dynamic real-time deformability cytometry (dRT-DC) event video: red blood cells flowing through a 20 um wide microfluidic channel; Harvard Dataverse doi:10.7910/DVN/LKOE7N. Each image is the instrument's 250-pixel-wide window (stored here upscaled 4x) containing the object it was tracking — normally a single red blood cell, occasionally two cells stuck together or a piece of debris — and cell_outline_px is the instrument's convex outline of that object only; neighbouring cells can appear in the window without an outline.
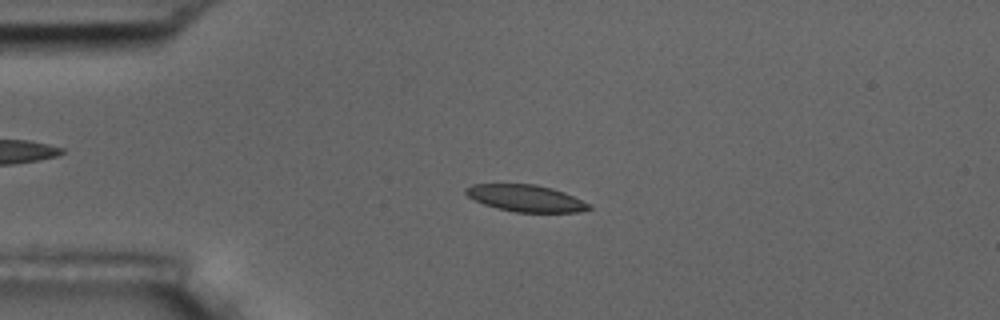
{"species": "common noctule bat (a hibernating species)", "species_latin": "Nyctalus noctula", "temperature_condition": "room temperature", "stored_images_in_passage": 56, "camera_frame_rate_fps": 3000, "um_per_image_px": 0.085, "animal": {"sex": "male", "body_mass_g": 17.5, "forearm_length_mm": 52.3}, "frame": {"image": 1, "passage_image": 13, "time_ms": 4.0, "image_size_px": [1000, 320], "cell_outline_px": [[592, 208], [576, 212], [516, 212], [496, 208], [484, 204], [468, 196], [464, 192], [464, 188], [472, 184], [536, 184], [552, 188], [564, 192], [592, 204]], "centroid_in_image_um": [44.7, 16.84], "position_along_channel_um": 40.3, "area_um2": 19.25}}
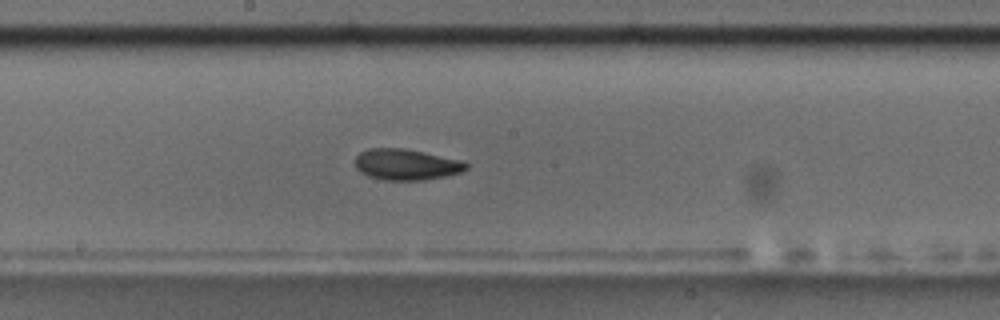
{"frame": {"image": 2, "passage_image": 30, "time_ms": 9.667, "image_size_px": [1000, 320], "cell_outline_px": [[468, 168], [460, 172], [444, 176], [424, 180], [384, 180], [368, 176], [360, 172], [356, 168], [356, 156], [360, 152], [368, 148], [404, 148], [464, 160], [468, 164]], "centroid_in_image_um": [34.54, 13.97], "position_along_channel_um": 213.7, "area_um2": 20.17}}
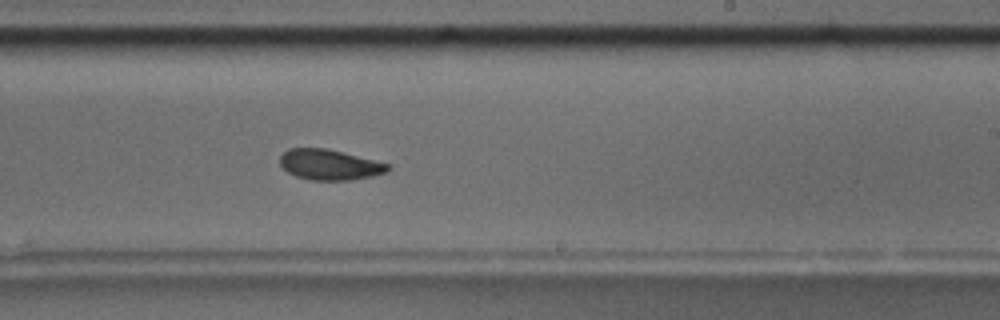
{"frame": {"image": 3, "passage_image": 34, "time_ms": 11.0, "image_size_px": [1000, 320], "cell_outline_px": [[392, 168], [388, 172], [372, 176], [352, 180], [312, 180], [296, 176], [288, 172], [280, 164], [280, 156], [288, 148], [328, 148], [392, 164]], "centroid_in_image_um": [28.07, 13.99], "position_along_channel_um": 260.9, "area_um2": 19.42}, "authors_computed_cell_mechanics": {"area_um2": 19.7387, "velocity_mm_per_s": 3.5601, "shape_relaxation_time_tau1_ms": 7.8068, "shape_relaxation_time_tau2_ms": 4.4007, "deformation_change_tau1": 0.1552, "deformation_change_tau2": 0.0949}}